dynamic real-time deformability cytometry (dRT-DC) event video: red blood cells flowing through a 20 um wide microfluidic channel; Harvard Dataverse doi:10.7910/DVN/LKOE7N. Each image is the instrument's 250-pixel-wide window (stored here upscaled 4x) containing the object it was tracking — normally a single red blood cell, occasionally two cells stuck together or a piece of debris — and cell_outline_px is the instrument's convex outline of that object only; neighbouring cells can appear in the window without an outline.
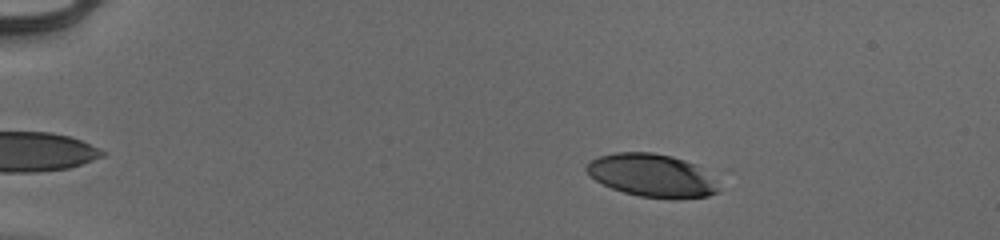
{"species": "human", "species_latin": "Homo sapiens", "temperature_condition": "cold", "stored_images_in_passage": 50, "camera_frame_rate_fps": 3000, "um_per_image_px": 0.085, "donor": {"sex": "male"}, "frame": {"image": 1, "passage_image": 6, "time_ms": 1.667, "image_size_px": [1000, 240], "cell_outline_px": [[716, 192], [708, 196], [672, 200], [640, 196], [624, 192], [612, 188], [588, 176], [584, 168], [592, 160], [600, 156], [616, 152], [652, 152], [672, 156], [696, 164], [716, 188]], "centroid_in_image_um": [55.32, 14.91], "position_along_channel_um": 29.7, "area_um2": 32.54}}
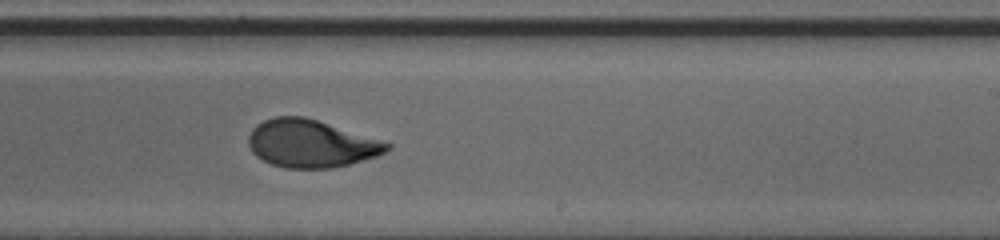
{"frame": {"image": 2, "passage_image": 31, "time_ms": 10.0, "image_size_px": [1000, 240], "cell_outline_px": [[392, 148], [376, 156], [348, 164], [332, 168], [284, 168], [272, 164], [256, 156], [252, 152], [248, 144], [248, 136], [252, 128], [256, 124], [264, 120], [276, 116], [304, 116], [380, 140], [392, 144]], "centroid_in_image_um": [26.39, 12.2], "position_along_channel_um": 262.6, "area_um2": 38.21}}
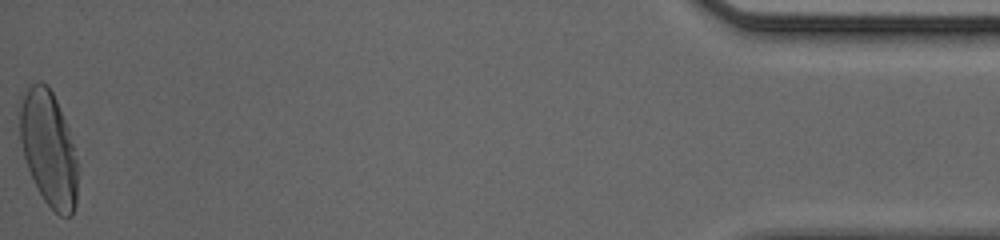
{"frame": {"image": 3, "passage_image": 50, "time_ms": 16.333, "image_size_px": [1000, 240], "cell_outline_px": [[76, 204], [72, 216], [60, 216], [44, 200], [28, 168], [24, 156], [20, 140], [20, 92], [36, 80], [40, 80], [48, 84], [56, 100], [68, 128], [76, 156]], "centroid_in_image_um": [4.1, 12.55], "position_along_channel_um": 431.1, "area_um2": 38.67}, "authors_computed_cell_mechanics": {"area_um2": 37.8301, "velocity_mm_per_s": 3.9665, "shape_relaxation_time_tau1_ms": 4.04, "shape_relaxation_time_tau2_ms": 0.9532, "deformation_change_tau1": 0.2137, "deformation_change_tau2": 0.0597}}